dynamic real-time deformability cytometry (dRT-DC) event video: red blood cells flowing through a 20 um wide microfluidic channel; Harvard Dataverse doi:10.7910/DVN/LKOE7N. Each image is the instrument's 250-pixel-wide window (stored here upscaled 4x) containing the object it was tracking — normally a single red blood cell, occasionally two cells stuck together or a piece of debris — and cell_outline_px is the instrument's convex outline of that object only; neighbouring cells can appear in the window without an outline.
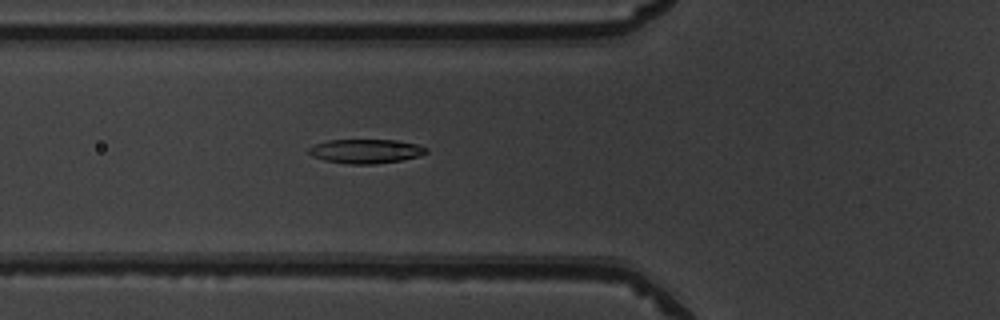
{"species": "common noctule bat (a hibernating species)", "species_latin": "Nyctalus noctula", "temperature_condition": "warm", "stored_images_in_passage": 36, "camera_frame_rate_fps": 3000, "um_per_image_px": 0.085, "animal": {"sex": "male", "body_mass_g": 19.5, "forearm_length_mm": 54.6}, "frame": {"image": 1, "passage_image": 4, "time_ms": 1.0, "image_size_px": [1000, 320], "cell_outline_px": [[428, 152], [420, 156], [400, 160], [376, 164], [348, 164], [324, 160], [312, 156], [308, 152], [308, 148], [316, 144], [328, 140], [396, 140], [416, 144], [428, 148]], "centroid_in_image_um": [31.1, 12.85], "position_along_channel_um": 94.7, "area_um2": 16.53}}
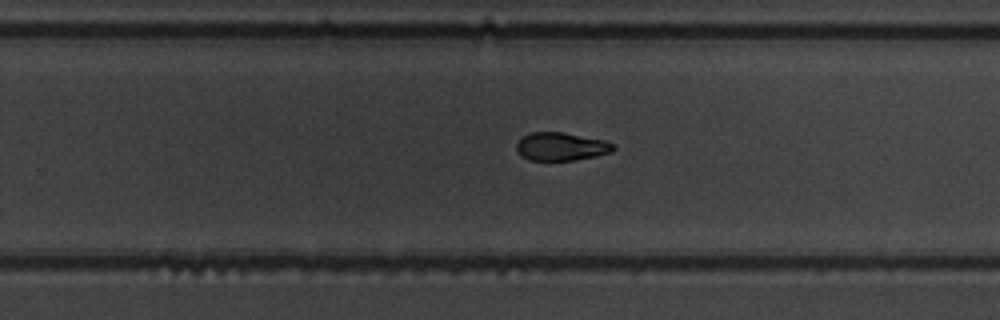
{"frame": {"image": 2, "passage_image": 18, "time_ms": 5.667, "image_size_px": [1000, 320], "cell_outline_px": [[616, 148], [612, 152], [596, 156], [576, 160], [528, 160], [520, 156], [516, 152], [516, 144], [524, 136], [532, 132], [564, 132], [604, 140], [612, 144]], "centroid_in_image_um": [47.68, 12.46], "position_along_channel_um": 282.1, "area_um2": 15.95}}
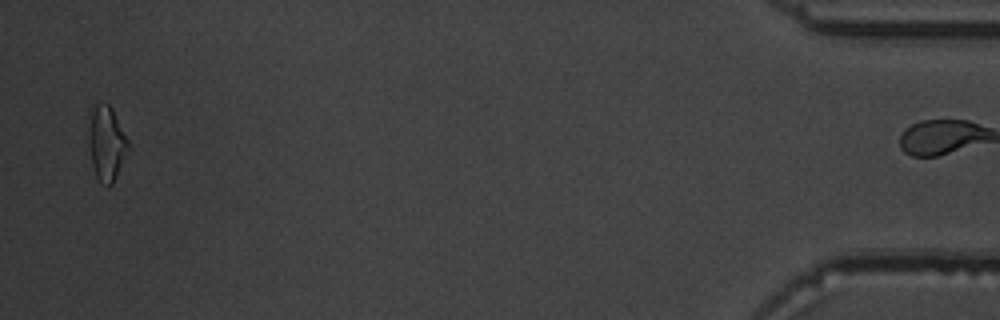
{"frame": {"image": 3, "passage_image": 35, "time_ms": 11.333, "image_size_px": [1000, 320], "cell_outline_px": [[128, 148], [112, 184], [108, 188], [100, 184], [96, 176], [92, 164], [88, 108], [96, 104], [108, 104], [112, 108], [128, 140]], "centroid_in_image_um": [9.03, 12.16], "position_along_channel_um": 426.2, "area_um2": 16.82}, "authors_computed_cell_mechanics": {"area_um2": 16.762, "velocity_mm_per_s": 4.0192, "shape_relaxation_time_tau1_ms": 3.018, "shape_relaxation_time_tau2_ms": null, "deformation_change_tau1": 0.133, "deformation_change_tau2": null}}